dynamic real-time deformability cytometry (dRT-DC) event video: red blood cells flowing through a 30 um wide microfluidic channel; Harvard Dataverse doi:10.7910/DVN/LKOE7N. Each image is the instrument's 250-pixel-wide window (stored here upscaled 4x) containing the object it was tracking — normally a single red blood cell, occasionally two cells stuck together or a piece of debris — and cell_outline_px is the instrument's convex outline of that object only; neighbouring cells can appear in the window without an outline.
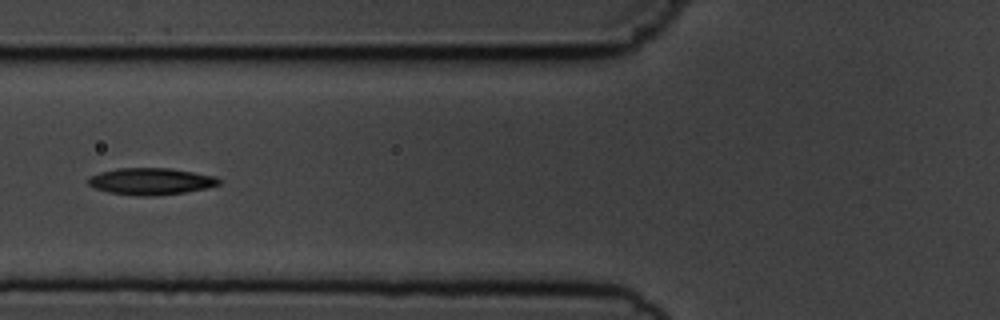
{"species": "common noctule bat (a hibernating species)", "species_latin": "Nyctalus noctula", "temperature_condition": "cold", "stored_images_in_passage": 10, "camera_frame_rate_fps": 3000, "um_per_image_px": 0.085, "animal": {"sex": "male", "body_mass_g": 19.5, "forearm_length_mm": 54.6}, "frame": {"image": 1, "passage_image": 5, "time_ms": 5.0, "image_size_px": [1000, 320], "cell_outline_px": [[220, 184], [204, 188], [184, 192], [156, 196], [136, 196], [108, 192], [96, 188], [88, 184], [88, 176], [100, 172], [116, 168], [172, 168], [216, 176], [220, 180]], "centroid_in_image_um": [12.8, 15.41], "position_along_channel_um": 113.0, "area_um2": 20.46}}
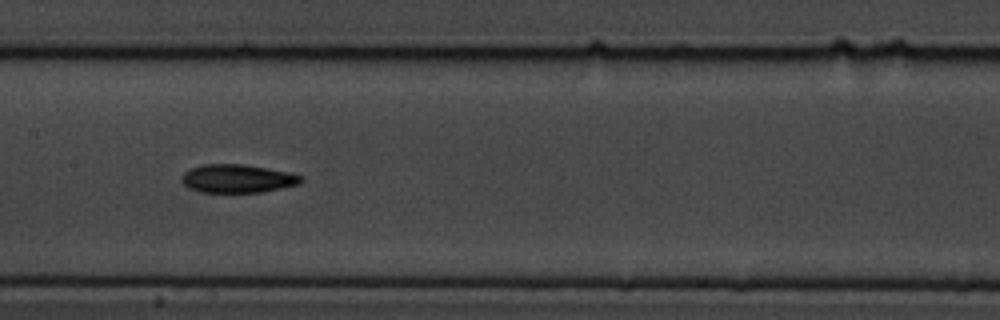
{"frame": {"image": 2, "passage_image": 7, "time_ms": 7.0, "image_size_px": [1000, 320], "cell_outline_px": [[304, 180], [300, 184], [260, 192], [200, 192], [188, 188], [180, 180], [180, 176], [188, 168], [204, 164], [244, 164], [268, 168], [288, 172], [304, 176]], "centroid_in_image_um": [20.16, 15.17], "position_along_channel_um": 187.2, "area_um2": 19.94}}
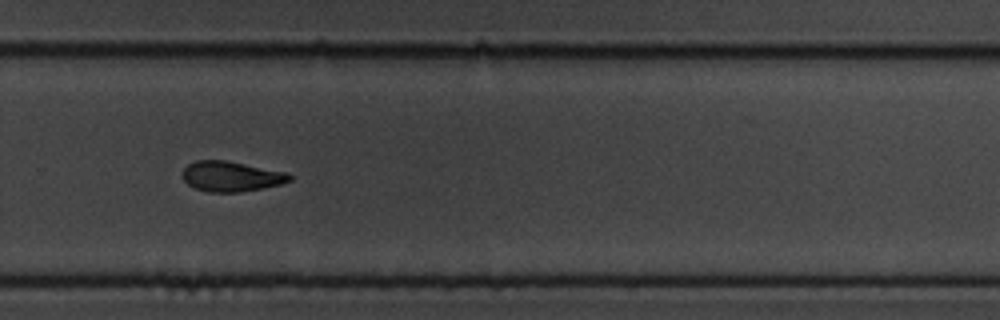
{"frame": {"image": 3, "passage_image": 10, "time_ms": 10.333, "image_size_px": [1000, 320], "cell_outline_px": [[292, 180], [280, 184], [240, 192], [208, 192], [196, 188], [188, 184], [184, 180], [184, 168], [188, 164], [196, 160], [224, 160], [288, 172], [292, 176]], "centroid_in_image_um": [19.67, 14.99], "position_along_channel_um": 310.1, "area_um2": 18.67}}